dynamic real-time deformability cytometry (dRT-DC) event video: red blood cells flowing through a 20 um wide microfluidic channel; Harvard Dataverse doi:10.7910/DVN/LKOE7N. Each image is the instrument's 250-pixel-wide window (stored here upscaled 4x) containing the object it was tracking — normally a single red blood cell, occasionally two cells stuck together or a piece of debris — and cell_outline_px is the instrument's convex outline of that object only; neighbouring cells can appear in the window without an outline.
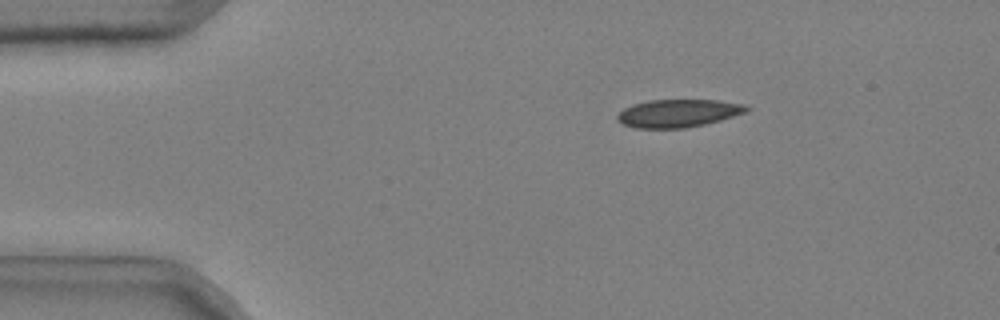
{"species": "common noctule bat (a hibernating species)", "species_latin": "Nyctalus noctula", "temperature_condition": "cold", "stored_images_in_passage": 43, "camera_frame_rate_fps": 3000, "um_per_image_px": 0.085, "animal": {"sex": "male", "body_mass_g": 20.4}, "frame": {"image": 1, "passage_image": 4, "time_ms": 1.0, "image_size_px": [1000, 320], "cell_outline_px": [[752, 108], [748, 112], [720, 120], [704, 124], [684, 128], [636, 128], [624, 124], [616, 120], [616, 116], [624, 108], [632, 104], [648, 100], [716, 100], [744, 104]], "centroid_in_image_um": [57.66, 9.62], "position_along_channel_um": 27.3, "area_um2": 21.04}}
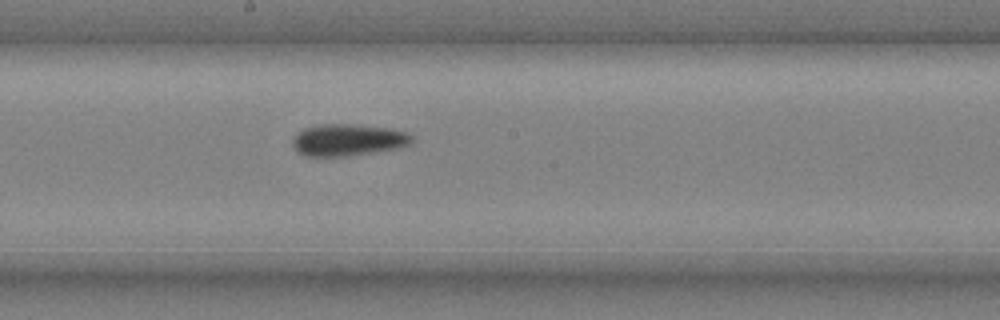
{"frame": {"image": 2, "passage_image": 24, "time_ms": 7.667, "image_size_px": [1000, 320], "cell_outline_px": [[412, 140], [408, 144], [400, 148], [348, 156], [304, 156], [296, 152], [292, 144], [292, 140], [296, 132], [304, 128], [316, 124], [356, 124], [388, 128], [408, 132], [412, 136]], "centroid_in_image_um": [29.53, 11.89], "position_along_channel_um": 218.7, "area_um2": 22.43}}
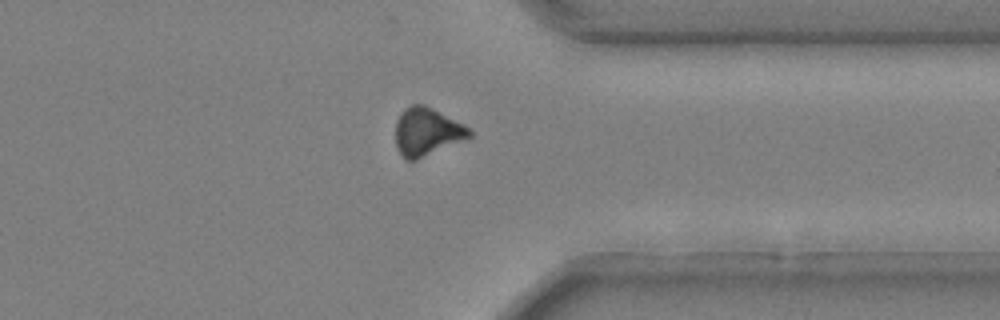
{"frame": {"image": 3, "passage_image": 37, "time_ms": 12.0, "image_size_px": [1000, 320], "cell_outline_px": [[472, 136], [468, 140], [416, 160], [404, 160], [396, 144], [396, 120], [400, 112], [404, 108], [412, 104], [424, 104], [464, 124], [472, 132]], "centroid_in_image_um": [36.31, 11.21], "position_along_channel_um": 375.1, "area_um2": 20.98}, "authors_computed_cell_mechanics": {"area_um2": 21.964, "velocity_mm_per_s": 3.7037, "shape_relaxation_time_tau1_ms": 8.2546, "shape_relaxation_time_tau2_ms": null, "deformation_change_tau1": 0.1199, "deformation_change_tau2": null}}